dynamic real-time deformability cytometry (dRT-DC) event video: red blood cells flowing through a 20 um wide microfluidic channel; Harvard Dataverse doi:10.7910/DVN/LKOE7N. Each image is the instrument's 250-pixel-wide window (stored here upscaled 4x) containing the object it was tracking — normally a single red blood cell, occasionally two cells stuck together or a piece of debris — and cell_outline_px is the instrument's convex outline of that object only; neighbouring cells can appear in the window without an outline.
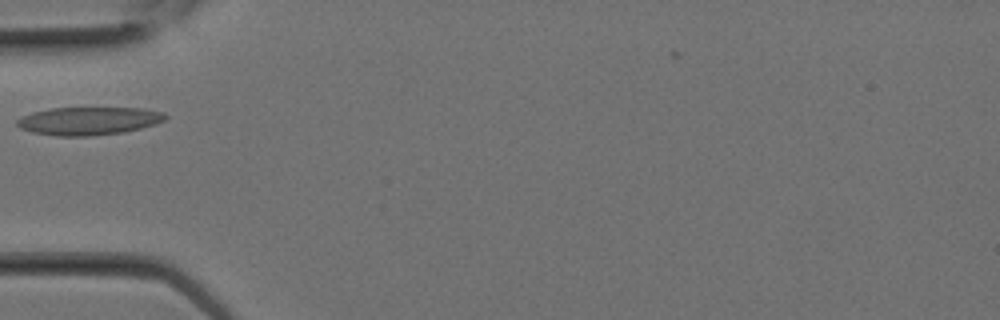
{"species": "Egyptian fruit bat (a non-hibernating species)", "species_latin": "Rousettus aegyptiacus", "temperature_condition": "room temperature", "stored_images_in_passage": 8, "camera_frame_rate_fps": 3000, "um_per_image_px": 0.085, "animal": {"sex": "female"}, "frame": {"image": 1, "passage_image": 4, "time_ms": 1.0, "image_size_px": [1000, 320], "cell_outline_px": [[168, 116], [164, 120], [156, 124], [124, 132], [88, 136], [56, 136], [32, 132], [20, 128], [16, 124], [16, 120], [20, 116], [32, 112], [48, 108], [140, 108], [164, 112]], "centroid_in_image_um": [7.51, 10.27], "position_along_channel_um": 77.5, "area_um2": 24.33}}
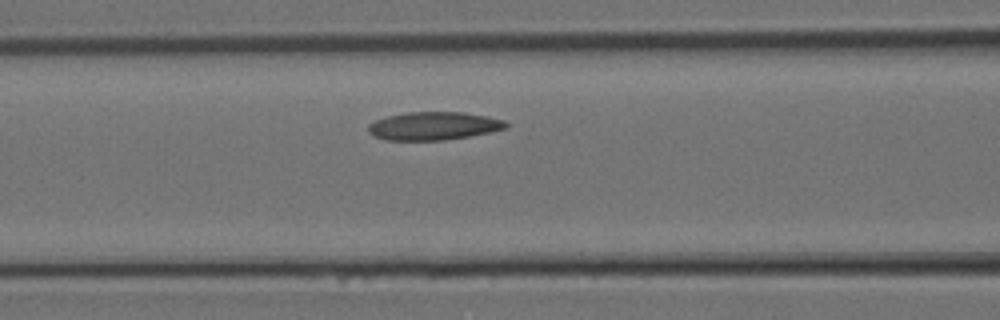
{"frame": {"image": 2, "passage_image": 6, "time_ms": 1.667, "image_size_px": [1000, 320], "cell_outline_px": [[508, 128], [468, 136], [444, 140], [384, 140], [372, 136], [368, 132], [368, 124], [384, 116], [408, 112], [464, 112], [488, 116], [504, 120], [508, 124]], "centroid_in_image_um": [36.82, 10.7], "position_along_channel_um": 129.8, "area_um2": 22.72}}
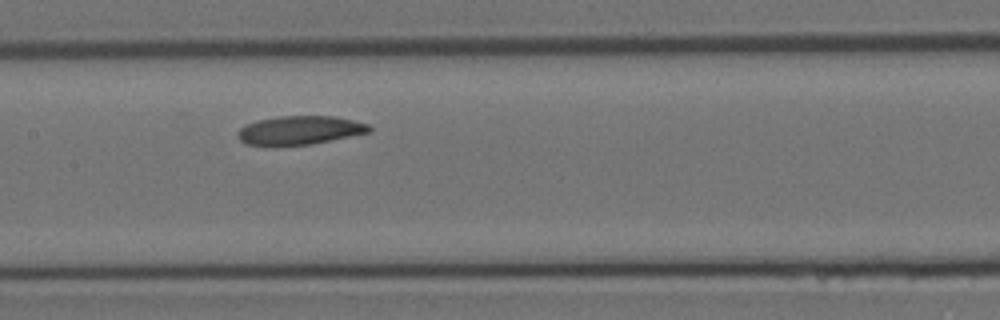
{"frame": {"image": 3, "passage_image": 8, "time_ms": 2.333, "image_size_px": [1000, 320], "cell_outline_px": [[372, 132], [312, 144], [244, 144], [236, 136], [236, 132], [240, 128], [248, 124], [260, 120], [280, 116], [336, 116], [368, 124], [372, 128]], "centroid_in_image_um": [25.53, 11.06], "position_along_channel_um": 181.9, "area_um2": 21.68}}